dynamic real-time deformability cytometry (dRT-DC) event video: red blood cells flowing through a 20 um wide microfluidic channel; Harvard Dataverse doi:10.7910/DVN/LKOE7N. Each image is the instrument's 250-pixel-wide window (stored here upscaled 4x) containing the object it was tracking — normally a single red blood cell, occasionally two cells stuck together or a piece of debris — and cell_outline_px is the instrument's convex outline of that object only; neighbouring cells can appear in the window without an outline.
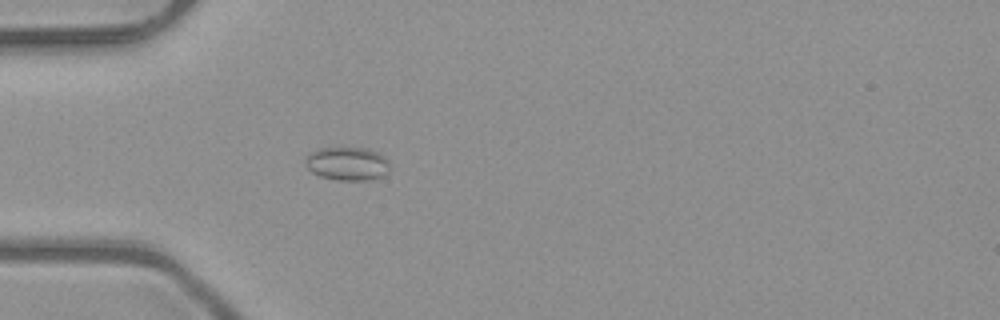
{"species": "common noctule bat (a hibernating species)", "species_latin": "Nyctalus noctula", "temperature_condition": "room temperature", "stored_images_in_passage": 4, "camera_frame_rate_fps": 3000, "um_per_image_px": 0.085, "animal": {"sex": "male", "body_mass_g": 23.1, "forearm_length_mm": 52.7}, "frame": {"image": 1, "passage_image": 4, "time_ms": 1.0, "image_size_px": [1000, 320], "cell_outline_px": [[388, 172], [380, 176], [368, 180], [336, 180], [320, 176], [312, 172], [308, 168], [304, 160], [312, 152], [320, 148], [368, 148], [384, 156], [388, 160]], "centroid_in_image_um": [29.52, 13.91], "position_along_channel_um": 55.5, "area_um2": 16.24}}